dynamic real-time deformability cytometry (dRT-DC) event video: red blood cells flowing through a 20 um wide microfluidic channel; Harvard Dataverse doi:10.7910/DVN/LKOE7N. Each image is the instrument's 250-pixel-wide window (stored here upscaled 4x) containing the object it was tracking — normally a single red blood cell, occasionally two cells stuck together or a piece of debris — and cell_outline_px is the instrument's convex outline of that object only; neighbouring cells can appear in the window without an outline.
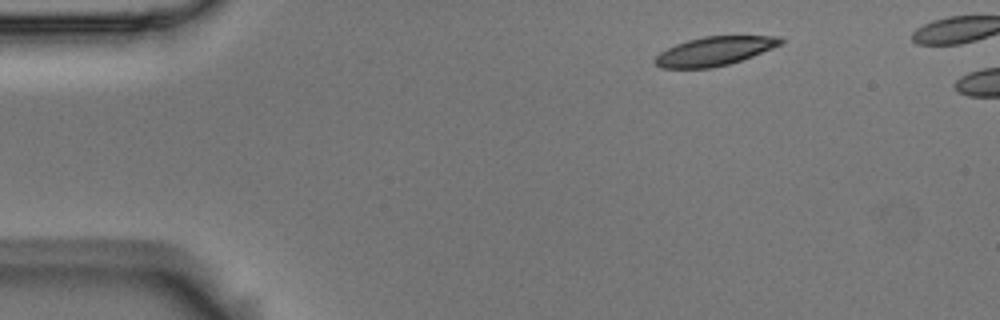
{"species": "Egyptian fruit bat (a non-hibernating species)", "species_latin": "Rousettus aegyptiacus", "temperature_condition": "room temperature", "stored_images_in_passage": 3, "segment_of_instrument_passage": [2, 2], "camera_frame_rate_fps": 3000, "um_per_image_px": 0.085, "animal": {"sex": "male"}, "frame": {"image": 1, "passage_image": 3, "time_ms": 0.667, "image_size_px": [1000, 320], "cell_outline_px": [[784, 40], [780, 44], [772, 48], [752, 56], [728, 64], [712, 68], [660, 68], [652, 60], [660, 52], [676, 44], [688, 40], [704, 36], [780, 36]], "centroid_in_image_um": [60.7, 4.35], "position_along_channel_um": 24.3, "area_um2": 20.98}}